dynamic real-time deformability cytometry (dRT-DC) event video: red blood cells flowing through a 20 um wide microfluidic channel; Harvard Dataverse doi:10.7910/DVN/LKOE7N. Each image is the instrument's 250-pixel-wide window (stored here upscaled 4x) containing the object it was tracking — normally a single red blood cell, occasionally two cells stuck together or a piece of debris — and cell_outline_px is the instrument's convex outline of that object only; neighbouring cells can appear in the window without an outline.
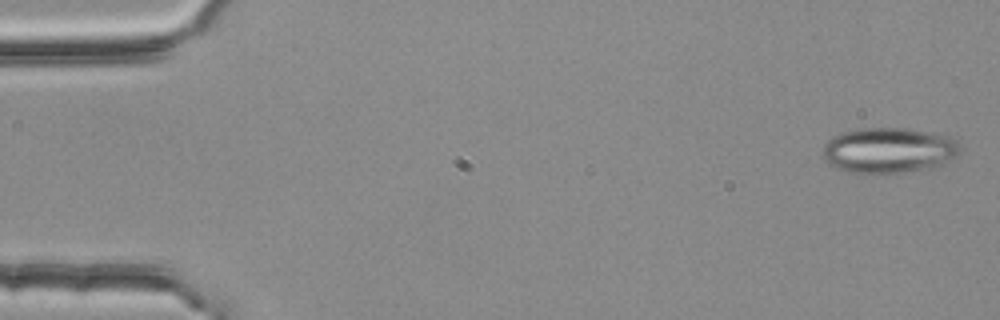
{"species": "common noctule bat (a hibernating species)", "species_latin": "Nyctalus noctula", "temperature_condition": "room temperature", "stored_images_in_passage": 4, "camera_frame_rate_fps": 3000, "um_per_image_px": 0.085, "animal": {"sex": "female", "body_mass_g": 25.1}, "frame": {"image": 1, "passage_image": 1, "time_ms": 0.0, "image_size_px": [1000, 320], "cell_outline_px": [[960, 148], [956, 156], [932, 168], [904, 172], [852, 172], [828, 164], [824, 160], [824, 144], [832, 136], [840, 132], [856, 128], [904, 128], [952, 136], [960, 144]], "centroid_in_image_um": [75.54, 12.75], "position_along_channel_um": 9.5, "area_um2": 36.18}}